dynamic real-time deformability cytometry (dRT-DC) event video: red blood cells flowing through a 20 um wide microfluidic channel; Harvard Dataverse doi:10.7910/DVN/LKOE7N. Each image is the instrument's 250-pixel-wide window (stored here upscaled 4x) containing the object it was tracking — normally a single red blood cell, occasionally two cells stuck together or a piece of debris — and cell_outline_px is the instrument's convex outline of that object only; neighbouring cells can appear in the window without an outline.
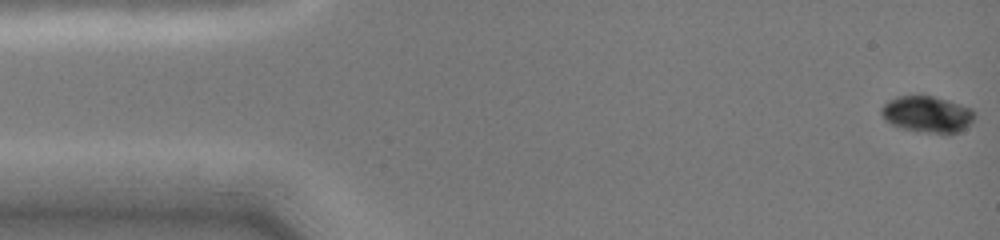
{"species": "common noctule bat (a hibernating species)", "species_latin": "Nyctalus noctula", "temperature_condition": "cold", "stored_images_in_passage": 40, "camera_frame_rate_fps": 3000, "um_per_image_px": 0.085, "animal": {"sex": "female", "body_mass_g": 19.0, "forearm_length_mm": 51.5}, "frame": {"image": 1, "passage_image": 1, "time_ms": 0.0, "image_size_px": [1000, 240], "cell_outline_px": [[976, 116], [972, 124], [960, 132], [948, 136], [944, 136], [916, 132], [900, 128], [884, 120], [880, 112], [880, 108], [888, 100], [896, 96], [932, 96], [948, 100], [972, 108], [976, 112]], "centroid_in_image_um": [78.86, 9.77], "position_along_channel_um": 6.1, "area_um2": 20.75}}
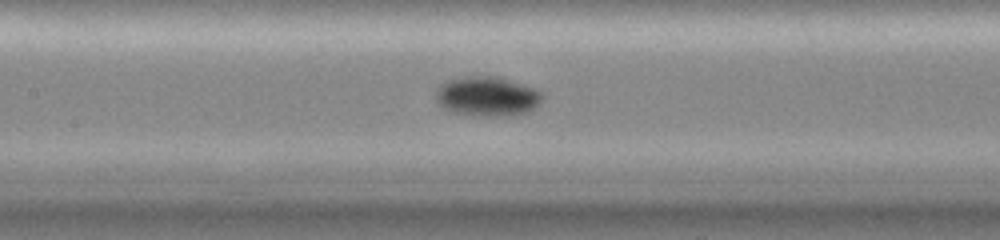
{"frame": {"image": 2, "passage_image": 16, "time_ms": 7.0, "image_size_px": [1000, 240], "cell_outline_px": [[544, 96], [540, 104], [528, 112], [504, 116], [472, 116], [448, 112], [436, 100], [436, 92], [440, 84], [448, 80], [464, 76], [500, 76], [544, 92]], "centroid_in_image_um": [41.42, 8.2], "position_along_channel_um": 166.0, "area_um2": 25.03}}
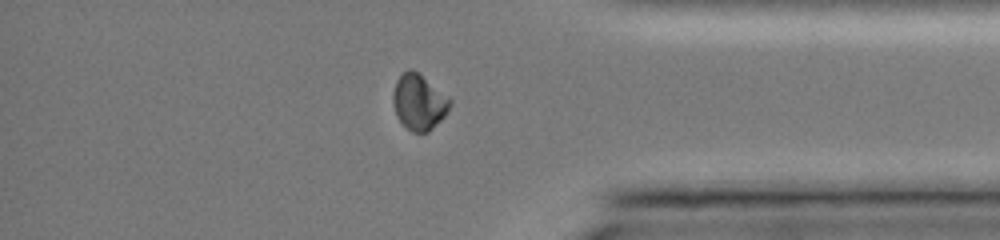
{"frame": {"image": 3, "passage_image": 35, "time_ms": 13.0, "image_size_px": [1000, 240], "cell_outline_px": [[452, 104], [444, 116], [428, 132], [412, 132], [396, 116], [392, 104], [392, 92], [396, 80], [408, 68], [412, 68], [420, 72], [448, 96], [452, 100]], "centroid_in_image_um": [35.6, 8.63], "position_along_channel_um": 399.6, "area_um2": 18.73}, "authors_computed_cell_mechanics": {"area_um2": 21.6461, "velocity_mm_per_s": 4.0101, "shape_relaxation_time_tau1_ms": 1.7651, "shape_relaxation_time_tau2_ms": null, "deformation_change_tau1": 0.0932, "deformation_change_tau2": null}}